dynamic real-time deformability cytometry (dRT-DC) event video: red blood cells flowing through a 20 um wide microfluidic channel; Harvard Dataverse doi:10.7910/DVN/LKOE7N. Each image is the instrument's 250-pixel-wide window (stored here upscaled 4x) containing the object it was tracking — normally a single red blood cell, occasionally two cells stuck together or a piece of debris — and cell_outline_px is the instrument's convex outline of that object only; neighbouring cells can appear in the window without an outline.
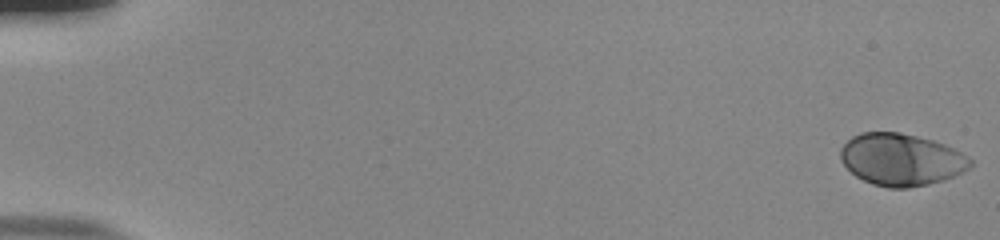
{"species": "human", "species_latin": "Homo sapiens", "temperature_condition": "room temperature", "stored_images_in_passage": 55, "camera_frame_rate_fps": 3000, "um_per_image_px": 0.085, "donor": {"sex": "male"}, "frame": {"image": 1, "passage_image": 1, "time_ms": 0.0, "image_size_px": [1000, 240], "cell_outline_px": [[972, 164], [968, 168], [944, 180], [928, 184], [908, 188], [888, 188], [872, 184], [856, 176], [840, 160], [840, 148], [852, 136], [860, 132], [900, 132], [932, 140], [944, 144], [960, 152], [972, 160]], "centroid_in_image_um": [76.57, 13.56], "position_along_channel_um": 8.4, "area_um2": 39.19}}
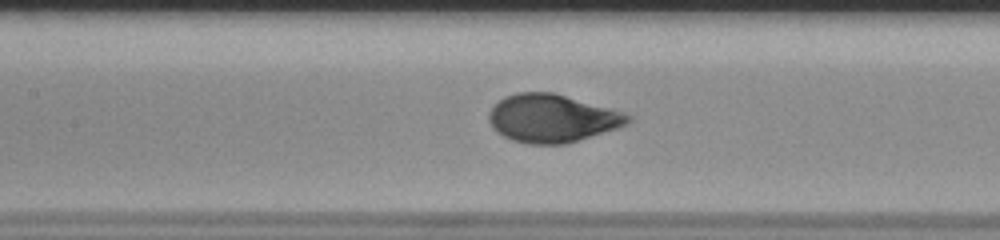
{"frame": {"image": 2, "passage_image": 27, "time_ms": 8.667, "image_size_px": [1000, 240], "cell_outline_px": [[632, 120], [628, 124], [620, 128], [564, 144], [528, 144], [512, 140], [496, 132], [492, 128], [488, 120], [488, 112], [504, 96], [516, 92], [552, 92], [624, 112], [632, 116]], "centroid_in_image_um": [46.93, 10.06], "position_along_channel_um": 160.5, "area_um2": 39.02}}
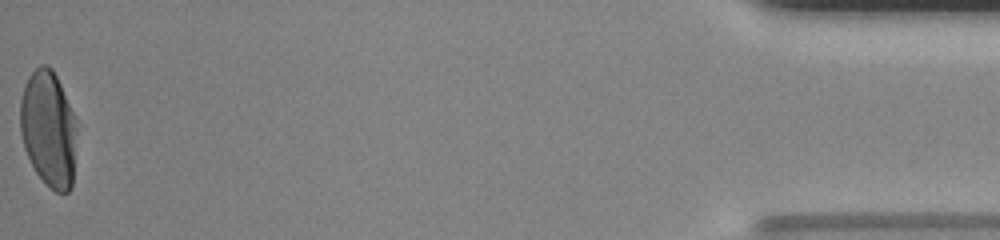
{"frame": {"image": 3, "passage_image": 55, "time_ms": 18.0, "image_size_px": [1000, 240], "cell_outline_px": [[76, 132], [72, 188], [68, 192], [56, 192], [36, 172], [24, 148], [20, 132], [20, 100], [24, 84], [28, 76], [40, 64], [48, 64], [52, 68], [60, 84], [76, 120]], "centroid_in_image_um": [4.11, 10.92], "position_along_channel_um": 431.1, "area_um2": 38.15}, "authors_computed_cell_mechanics": {"area_um2": 38.2636, "velocity_mm_per_s": 3.8213, "shape_relaxation_time_tau1_ms": 3.3648, "shape_relaxation_time_tau2_ms": null, "deformation_change_tau1": 0.1958, "deformation_change_tau2": null}}